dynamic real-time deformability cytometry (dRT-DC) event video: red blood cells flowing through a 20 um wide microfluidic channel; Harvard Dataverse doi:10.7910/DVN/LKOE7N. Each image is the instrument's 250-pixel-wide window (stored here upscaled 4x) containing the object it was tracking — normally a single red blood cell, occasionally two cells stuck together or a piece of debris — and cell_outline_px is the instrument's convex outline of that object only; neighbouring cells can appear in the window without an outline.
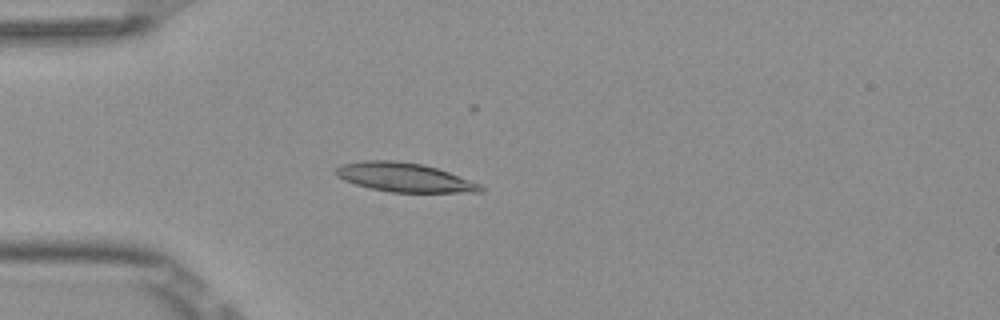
{"species": "Egyptian fruit bat (a non-hibernating species)", "species_latin": "Rousettus aegyptiacus", "temperature_condition": "room temperature", "stored_images_in_passage": 6, "camera_frame_rate_fps": 3000, "um_per_image_px": 0.085, "frame": {"image": 1, "passage_image": 3, "time_ms": 0.667, "image_size_px": [1000, 320], "cell_outline_px": [[484, 192], [392, 192], [372, 188], [356, 184], [344, 180], [336, 176], [336, 168], [344, 164], [364, 160], [396, 160], [424, 164], [448, 172], [480, 184], [484, 188]], "centroid_in_image_um": [34.38, 15.07], "position_along_channel_um": 50.6, "area_um2": 24.22}}